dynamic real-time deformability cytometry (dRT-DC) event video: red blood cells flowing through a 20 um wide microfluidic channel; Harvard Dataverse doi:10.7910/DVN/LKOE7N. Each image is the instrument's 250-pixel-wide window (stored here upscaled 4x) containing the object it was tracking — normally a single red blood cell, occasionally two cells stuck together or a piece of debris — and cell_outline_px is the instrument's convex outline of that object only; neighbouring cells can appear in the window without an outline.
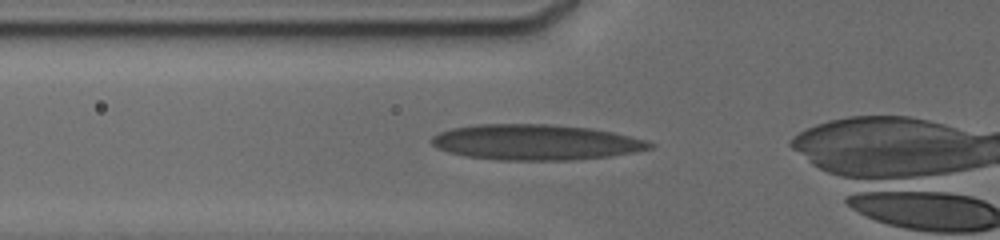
{"species": "human", "species_latin": "Homo sapiens", "temperature_condition": "cold", "stored_images_in_passage": 43, "camera_frame_rate_fps": 3000, "um_per_image_px": 0.085, "donor": {"sex": "male"}, "frame": {"image": 1, "passage_image": 7, "time_ms": 2.333, "image_size_px": [1000, 240], "cell_outline_px": [[656, 144], [652, 148], [612, 156], [572, 160], [496, 160], [468, 156], [448, 152], [432, 144], [432, 136], [440, 132], [452, 128], [480, 124], [548, 124], [592, 128], [612, 132], [648, 140]], "centroid_in_image_um": [45.58, 12.09], "position_along_channel_um": 80.2, "area_um2": 45.14}}
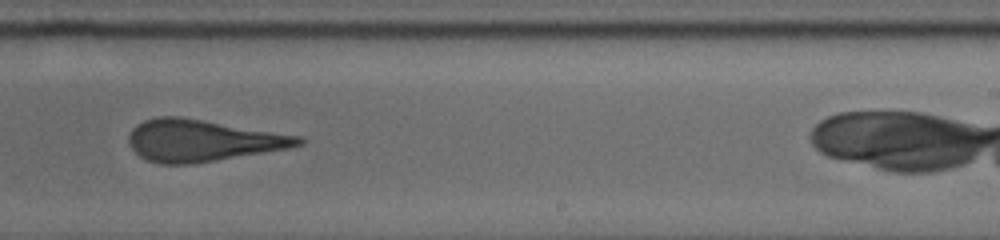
{"frame": {"image": 2, "passage_image": 27, "time_ms": 7.333, "image_size_px": [1000, 240], "cell_outline_px": [[304, 144], [284, 148], [192, 164], [160, 164], [144, 160], [132, 148], [128, 140], [128, 136], [132, 128], [136, 124], [144, 120], [156, 116], [180, 116], [300, 136], [304, 140]], "centroid_in_image_um": [17.11, 11.93], "position_along_channel_um": 271.9, "area_um2": 40.86}}
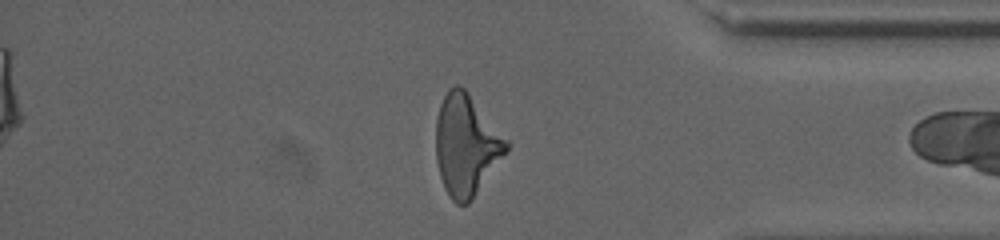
{"frame": {"image": 3, "passage_image": 41, "time_ms": 11.0, "image_size_px": [1000, 240], "cell_outline_px": [[512, 144], [472, 200], [468, 204], [456, 204], [448, 196], [444, 188], [440, 176], [436, 160], [436, 120], [440, 104], [448, 88], [456, 84], [460, 84], [468, 92]], "centroid_in_image_um": [39.63, 12.33], "position_along_channel_um": 395.6, "area_um2": 41.67}}